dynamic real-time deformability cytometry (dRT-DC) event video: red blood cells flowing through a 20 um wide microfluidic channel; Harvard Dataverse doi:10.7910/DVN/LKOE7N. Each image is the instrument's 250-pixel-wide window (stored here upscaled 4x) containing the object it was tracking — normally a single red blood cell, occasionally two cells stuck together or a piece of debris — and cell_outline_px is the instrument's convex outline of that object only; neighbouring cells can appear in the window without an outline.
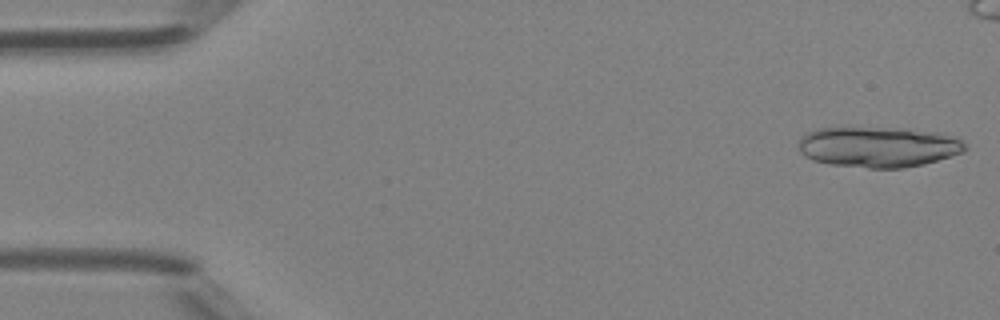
{"species": "Egyptian fruit bat (a non-hibernating species)", "species_latin": "Rousettus aegyptiacus", "temperature_condition": "room temperature", "stored_images_in_passage": 48, "segment_of_instrument_passage": [1, 2], "camera_frame_rate_fps": 3000, "um_per_image_px": 0.085, "animal": {"sex": "female"}, "frame": {"image": 1, "passage_image": 1, "time_ms": 0.0, "image_size_px": [1000, 320], "cell_outline_px": [[968, 148], [964, 152], [924, 164], [904, 168], [868, 168], [832, 164], [812, 160], [804, 156], [800, 152], [800, 140], [808, 132], [816, 128], [908, 128], [944, 132], [956, 136]], "centroid_in_image_um": [74.72, 12.48], "position_along_channel_um": 10.3, "area_um2": 39.65}}